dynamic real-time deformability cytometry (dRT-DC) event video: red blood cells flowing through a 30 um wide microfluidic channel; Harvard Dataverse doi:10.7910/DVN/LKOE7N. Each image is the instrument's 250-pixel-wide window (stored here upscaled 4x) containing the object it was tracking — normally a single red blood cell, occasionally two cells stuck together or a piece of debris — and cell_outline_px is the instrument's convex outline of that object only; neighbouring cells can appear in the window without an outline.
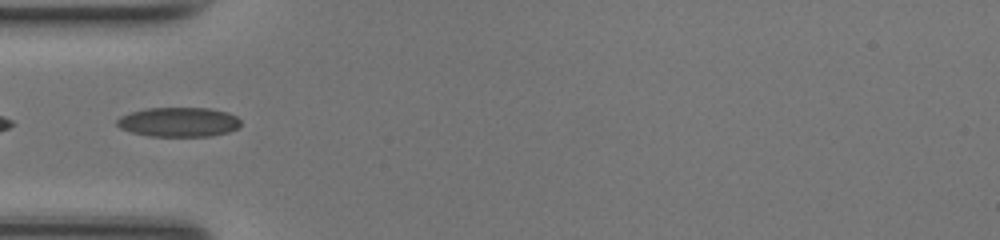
{"species": "common noctule bat (a hibernating species)", "species_latin": "Nyctalus noctula", "temperature_condition": "room temperature", "stored_images_in_passage": 15, "camera_frame_rate_fps": 3000, "um_per_image_px": 0.085, "animal": {"sex": "female", "body_mass_g": 17.0, "forearm_length_mm": 48.0}, "frame": {"image": 1, "passage_image": 5, "time_ms": 1.333, "image_size_px": [1000, 240], "cell_outline_px": [[240, 124], [236, 128], [228, 132], [212, 136], [148, 136], [132, 132], [120, 128], [116, 124], [116, 120], [120, 116], [144, 108], [208, 108], [228, 112], [236, 116], [240, 120]], "centroid_in_image_um": [15.17, 10.37], "position_along_channel_um": 69.8, "area_um2": 21.27}}
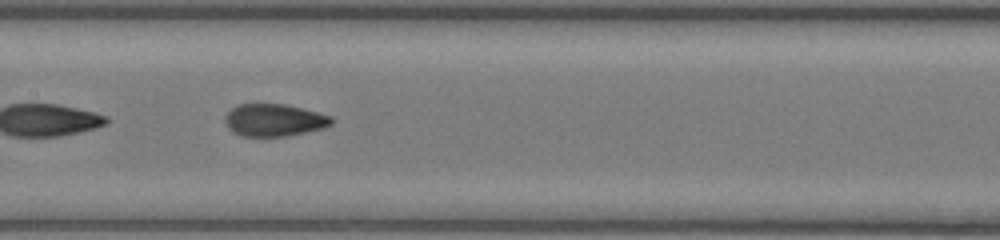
{"frame": {"image": 2, "passage_image": 13, "time_ms": 4.0, "image_size_px": [1000, 240], "cell_outline_px": [[332, 124], [324, 128], [284, 136], [240, 136], [232, 132], [228, 128], [224, 120], [224, 116], [232, 108], [240, 104], [284, 104], [332, 116]], "centroid_in_image_um": [23.26, 10.21], "position_along_channel_um": 184.1, "area_um2": 19.94}}